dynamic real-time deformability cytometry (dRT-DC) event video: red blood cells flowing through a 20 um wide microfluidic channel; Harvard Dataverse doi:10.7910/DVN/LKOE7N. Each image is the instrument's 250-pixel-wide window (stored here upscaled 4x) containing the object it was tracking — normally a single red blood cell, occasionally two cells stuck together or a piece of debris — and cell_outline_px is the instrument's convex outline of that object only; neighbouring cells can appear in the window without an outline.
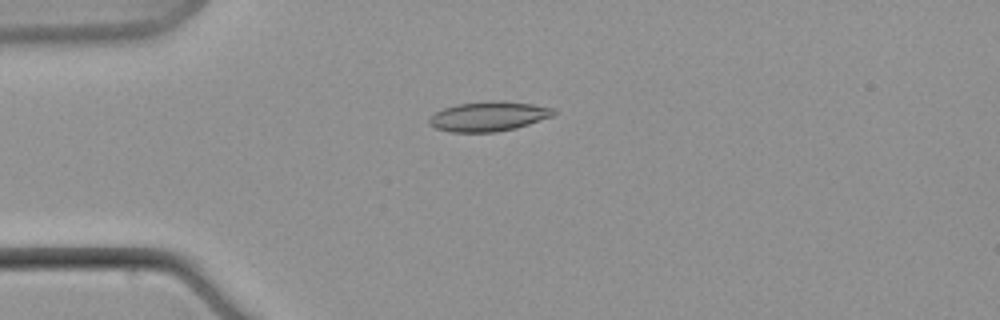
{"species": "common noctule bat (a hibernating species)", "species_latin": "Nyctalus noctula", "temperature_condition": "warm", "stored_images_in_passage": 6, "camera_frame_rate_fps": 3000, "um_per_image_px": 0.085, "animal": {"sex": "male", "body_mass_g": 21.5, "forearm_length_mm": 52.0}, "frame": {"image": 1, "passage_image": 4, "time_ms": 4.333, "image_size_px": [1000, 320], "cell_outline_px": [[556, 112], [552, 116], [516, 128], [496, 132], [452, 132], [436, 128], [428, 124], [428, 120], [436, 112], [444, 108], [456, 104], [492, 100], [500, 100], [532, 104], [556, 108]], "centroid_in_image_um": [41.54, 9.88], "position_along_channel_um": 43.5, "area_um2": 21.56}}
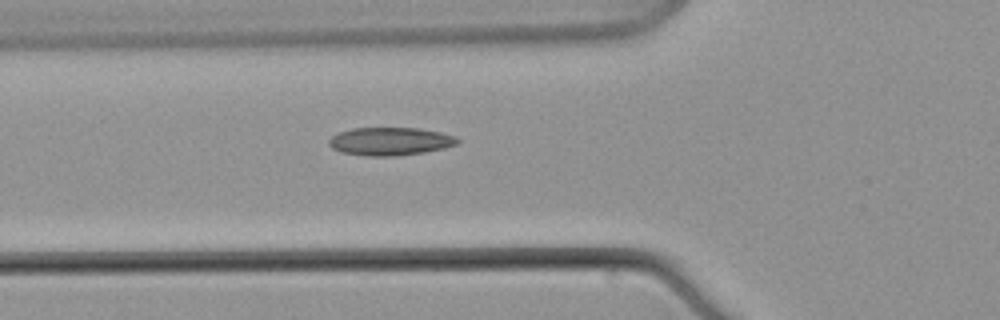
{"frame": {"image": 2, "passage_image": 6, "time_ms": 7.0, "image_size_px": [1000, 320], "cell_outline_px": [[460, 140], [456, 144], [444, 148], [424, 152], [392, 156], [368, 156], [340, 152], [332, 148], [328, 144], [328, 140], [332, 136], [340, 132], [352, 128], [420, 128], [440, 132], [456, 136]], "centroid_in_image_um": [33.15, 12.01], "position_along_channel_um": 92.6, "area_um2": 20.98}}